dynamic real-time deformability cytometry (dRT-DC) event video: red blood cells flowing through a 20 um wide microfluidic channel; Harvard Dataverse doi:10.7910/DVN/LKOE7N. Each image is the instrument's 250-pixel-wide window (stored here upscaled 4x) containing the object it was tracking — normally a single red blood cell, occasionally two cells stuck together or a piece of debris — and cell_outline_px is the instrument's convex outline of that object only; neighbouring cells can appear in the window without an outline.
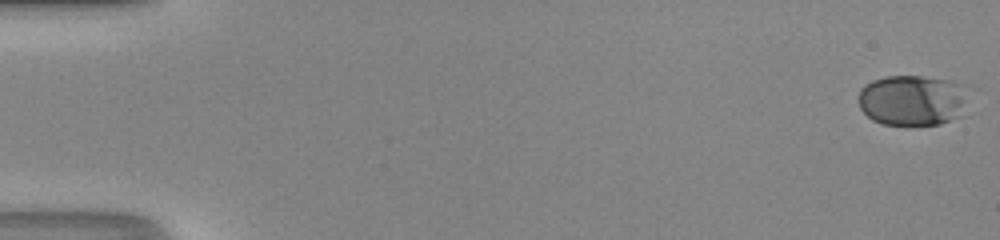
{"species": "human", "species_latin": "Homo sapiens", "temperature_condition": "room temperature", "stored_images_in_passage": 50, "camera_frame_rate_fps": 3000, "um_per_image_px": 0.085, "donor": {"sex": "male"}, "frame": {"image": 1, "passage_image": 1, "time_ms": 0.0, "image_size_px": [1000, 240], "cell_outline_px": [[968, 88], [964, 116], [940, 124], [880, 124], [872, 120], [860, 108], [860, 88], [864, 84], [872, 80], [884, 76], [924, 76], [948, 80], [968, 84]], "centroid_in_image_um": [77.62, 8.5], "position_along_channel_um": 7.4, "area_um2": 33.12}}
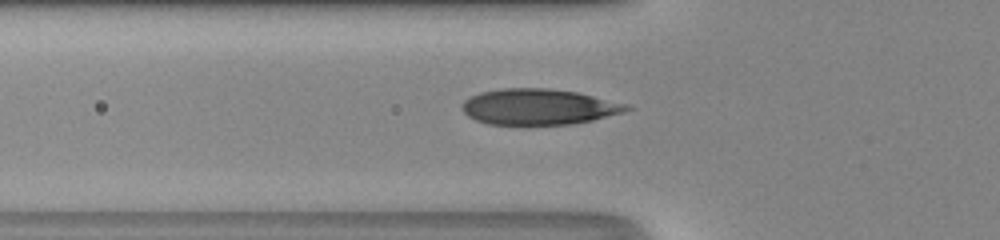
{"frame": {"image": 2, "passage_image": 19, "time_ms": 6.0, "image_size_px": [1000, 240], "cell_outline_px": [[636, 108], [624, 112], [592, 120], [572, 124], [524, 128], [488, 124], [476, 120], [468, 116], [464, 112], [460, 104], [464, 100], [480, 92], [500, 88], [548, 88], [576, 92], [628, 104]], "centroid_in_image_um": [45.76, 9.13], "position_along_channel_um": 80.0, "area_um2": 35.55}}
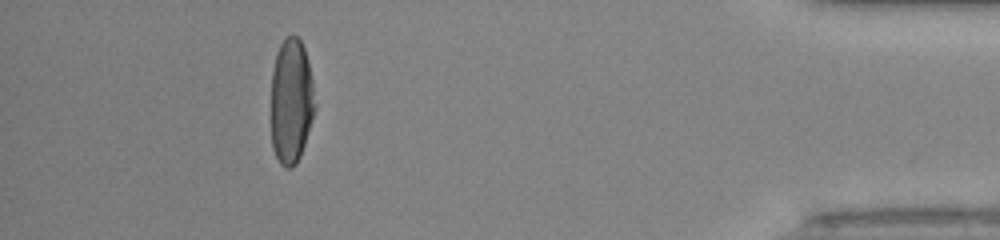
{"frame": {"image": 3, "passage_image": 46, "time_ms": 15.0, "image_size_px": [1000, 240], "cell_outline_px": [[316, 108], [300, 156], [296, 164], [292, 168], [284, 168], [280, 164], [272, 148], [272, 72], [276, 52], [280, 44], [288, 36], [296, 36], [300, 40], [304, 48], [308, 60], [312, 80], [316, 104]], "centroid_in_image_um": [24.76, 8.61], "position_along_channel_um": 410.4, "area_um2": 32.02}, "authors_computed_cell_mechanics": {"area_um2": 33.8419, "velocity_mm_per_s": 4.2665, "shape_relaxation_time_tau1_ms": 5.3239, "shape_relaxation_time_tau2_ms": null, "deformation_change_tau1": 0.2289, "deformation_change_tau2": null}}